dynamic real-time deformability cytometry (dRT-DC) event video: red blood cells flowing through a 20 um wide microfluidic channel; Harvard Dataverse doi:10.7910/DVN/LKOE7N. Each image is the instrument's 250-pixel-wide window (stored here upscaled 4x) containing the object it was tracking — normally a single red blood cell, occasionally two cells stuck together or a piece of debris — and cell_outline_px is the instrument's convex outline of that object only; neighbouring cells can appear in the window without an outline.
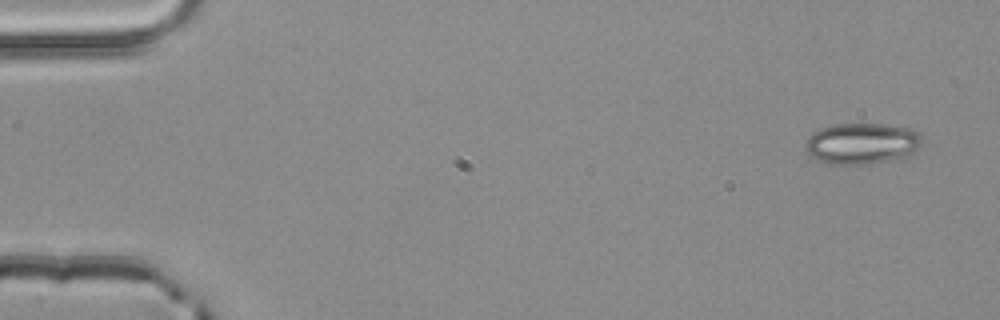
{"species": "common noctule bat (a hibernating species)", "species_latin": "Nyctalus noctula", "temperature_condition": "room temperature", "stored_images_in_passage": 3, "camera_frame_rate_fps": 3000, "um_per_image_px": 0.085, "animal": {"sex": "male", "body_mass_g": 20.4}, "frame": {"image": 1, "passage_image": 1, "time_ms": 0.0, "image_size_px": [1000, 320], "cell_outline_px": [[924, 140], [908, 156], [868, 164], [824, 164], [812, 156], [808, 152], [804, 144], [804, 140], [812, 132], [820, 128], [836, 124], [888, 124], [912, 128], [920, 132]], "centroid_in_image_um": [73.25, 12.18], "position_along_channel_um": 11.7, "area_um2": 28.26}}